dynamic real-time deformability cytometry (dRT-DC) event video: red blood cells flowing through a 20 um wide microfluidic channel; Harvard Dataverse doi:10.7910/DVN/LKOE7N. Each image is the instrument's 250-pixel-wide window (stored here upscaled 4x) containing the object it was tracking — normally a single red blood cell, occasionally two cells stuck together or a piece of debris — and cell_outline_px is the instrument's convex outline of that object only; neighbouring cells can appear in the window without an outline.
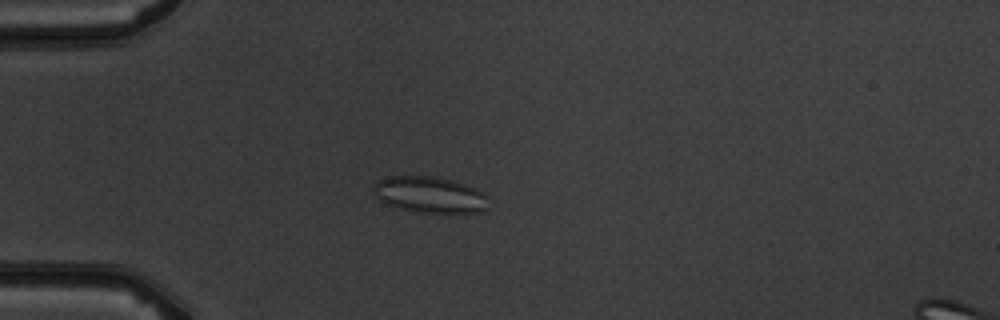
{"species": "common noctule bat (a hibernating species)", "species_latin": "Nyctalus noctula", "temperature_condition": "warm", "stored_images_in_passage": 5, "camera_frame_rate_fps": 3000, "um_per_image_px": 0.085, "animal": {"sex": "male", "body_mass_g": 19.5, "forearm_length_mm": 54.6}, "frame": {"image": 1, "passage_image": 5, "time_ms": 4.667, "image_size_px": [1000, 320], "cell_outline_px": [[488, 208], [484, 212], [416, 212], [384, 204], [372, 192], [372, 184], [376, 180], [388, 176], [436, 176], [452, 180], [476, 188], [484, 192], [488, 196]], "centroid_in_image_um": [36.51, 16.54], "position_along_channel_um": 48.5, "area_um2": 24.68}}